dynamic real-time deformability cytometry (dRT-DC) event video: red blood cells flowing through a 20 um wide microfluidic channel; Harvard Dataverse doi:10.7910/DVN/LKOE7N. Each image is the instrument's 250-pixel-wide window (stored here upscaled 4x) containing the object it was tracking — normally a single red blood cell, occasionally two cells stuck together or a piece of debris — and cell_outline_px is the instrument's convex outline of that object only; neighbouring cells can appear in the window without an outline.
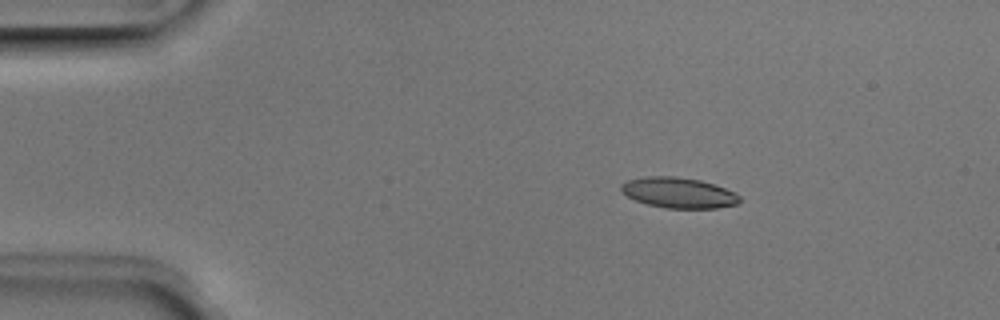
{"species": "Egyptian fruit bat (a non-hibernating species)", "species_latin": "Rousettus aegyptiacus", "temperature_condition": "room temperature", "stored_images_in_passage": 4, "camera_frame_rate_fps": 3000, "um_per_image_px": 0.085, "animal": {"sex": "male"}, "frame": {"image": 1, "passage_image": 2, "time_ms": 0.333, "image_size_px": [1000, 320], "cell_outline_px": [[740, 200], [736, 204], [716, 208], [668, 208], [648, 204], [636, 200], [620, 192], [620, 184], [628, 180], [644, 176], [676, 176], [700, 180], [736, 192], [740, 196]], "centroid_in_image_um": [57.66, 16.37], "position_along_channel_um": 27.3, "area_um2": 21.04}}
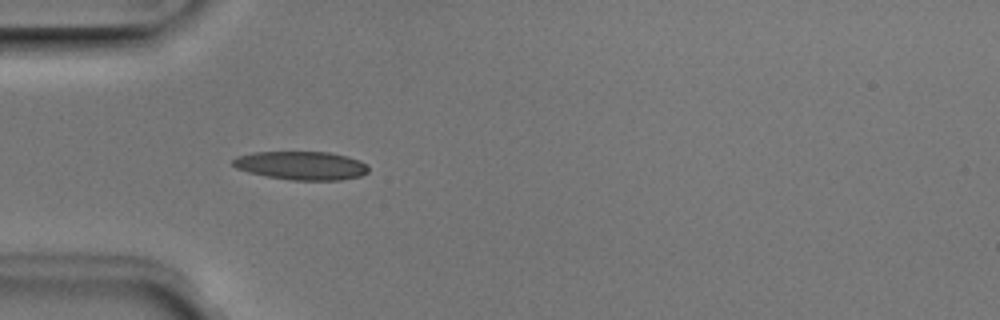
{"frame": {"image": 2, "passage_image": 4, "time_ms": 1.0, "image_size_px": [1000, 320], "cell_outline_px": [[368, 172], [360, 176], [340, 180], [292, 180], [268, 176], [248, 172], [236, 168], [232, 164], [232, 160], [236, 156], [252, 152], [328, 152], [348, 156], [360, 160], [368, 164]], "centroid_in_image_um": [25.62, 14.06], "position_along_channel_um": 59.4, "area_um2": 22.6}}